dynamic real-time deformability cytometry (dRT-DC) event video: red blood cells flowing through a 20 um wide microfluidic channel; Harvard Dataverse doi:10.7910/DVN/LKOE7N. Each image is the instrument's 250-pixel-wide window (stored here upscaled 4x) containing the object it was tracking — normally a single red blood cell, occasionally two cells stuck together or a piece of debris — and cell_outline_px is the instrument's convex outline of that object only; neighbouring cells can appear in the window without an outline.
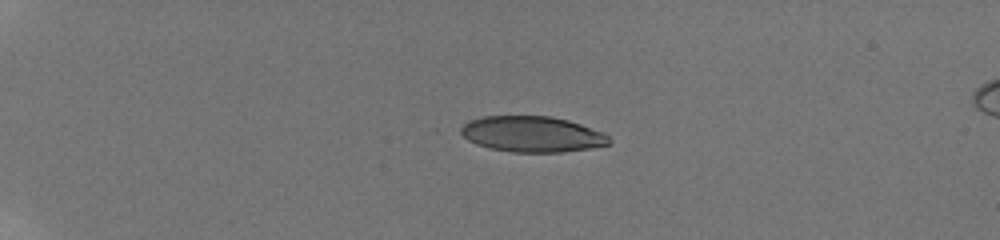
{"species": "human", "species_latin": "Homo sapiens", "temperature_condition": "room temperature", "stored_images_in_passage": 42, "camera_frame_rate_fps": 3000, "um_per_image_px": 0.085, "donor": {"sex": "male"}, "frame": {"image": 1, "passage_image": 1, "time_ms": 0.0, "image_size_px": [1000, 240], "cell_outline_px": [[612, 144], [588, 148], [560, 152], [512, 152], [488, 148], [476, 144], [468, 140], [460, 132], [460, 128], [468, 120], [484, 116], [552, 116], [568, 120], [604, 132], [612, 140]], "centroid_in_image_um": [45.23, 11.4], "position_along_channel_um": 39.8, "area_um2": 31.04}}
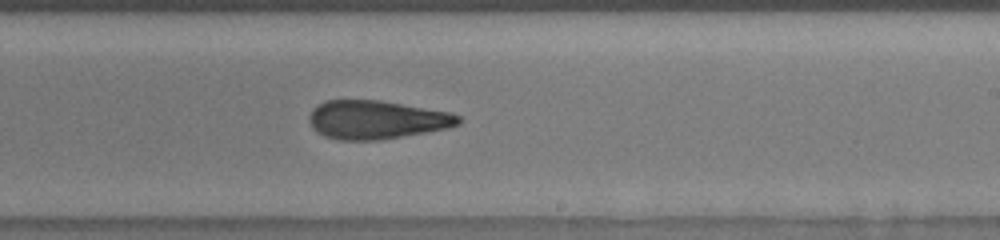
{"frame": {"image": 2, "passage_image": 24, "time_ms": 7.667, "image_size_px": [1000, 240], "cell_outline_px": [[464, 120], [460, 124], [448, 128], [380, 140], [336, 140], [324, 136], [316, 132], [312, 128], [308, 120], [308, 116], [312, 108], [316, 104], [328, 100], [380, 100], [452, 112], [460, 116]], "centroid_in_image_um": [31.99, 10.17], "position_along_channel_um": 257.0, "area_um2": 33.99}}
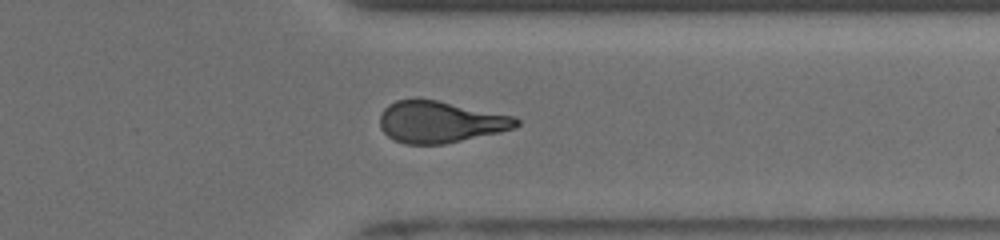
{"frame": {"image": 3, "passage_image": 33, "time_ms": 10.667, "image_size_px": [1000, 240], "cell_outline_px": [[520, 124], [516, 128], [500, 132], [444, 144], [408, 144], [396, 140], [388, 136], [380, 128], [380, 116], [384, 108], [388, 104], [396, 100], [412, 96], [416, 96], [516, 116], [520, 120]], "centroid_in_image_um": [37.42, 10.33], "position_along_channel_um": 374.0, "area_um2": 33.58}, "authors_computed_cell_mechanics": {"area_um2": 33.6685, "velocity_mm_per_s": 3.8908, "shape_relaxation_time_tau1_ms": null, "shape_relaxation_time_tau2_ms": 2.5716, "deformation_change_tau1": null, "deformation_change_tau2": 0.1249}}